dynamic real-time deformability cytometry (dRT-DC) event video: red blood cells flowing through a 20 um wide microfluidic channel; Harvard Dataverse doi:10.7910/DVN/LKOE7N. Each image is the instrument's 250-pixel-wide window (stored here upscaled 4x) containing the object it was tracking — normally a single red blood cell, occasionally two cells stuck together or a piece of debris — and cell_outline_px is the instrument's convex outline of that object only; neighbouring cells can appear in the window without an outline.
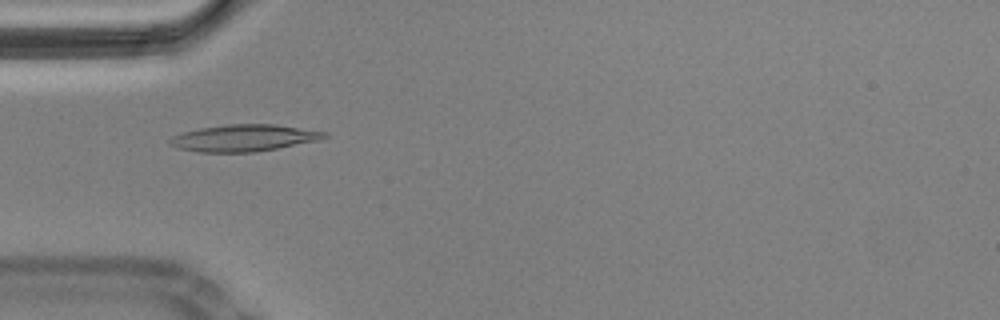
{"species": "Egyptian fruit bat (a non-hibernating species)", "species_latin": "Rousettus aegyptiacus", "temperature_condition": "cold", "stored_images_in_passage": 57, "camera_frame_rate_fps": 3000, "um_per_image_px": 0.085, "animal": {"sex": "male"}, "frame": {"image": 1, "passage_image": 17, "time_ms": 5.333, "image_size_px": [1000, 320], "cell_outline_px": [[328, 136], [316, 140], [256, 152], [196, 152], [180, 148], [168, 144], [168, 140], [172, 136], [184, 132], [200, 128], [224, 124], [276, 124], [328, 132]], "centroid_in_image_um": [20.69, 11.72], "position_along_channel_um": 64.3, "area_um2": 23.99}, "authors_computed_cell_mechanics": {"area_um2": 23.2356, "velocity_mm_per_s": 3.4837, "shape_relaxation_time_tau1_ms": null, "shape_relaxation_time_tau2_ms": 1.7037, "deformation_change_tau1": null, "deformation_change_tau2": 0.0817}}